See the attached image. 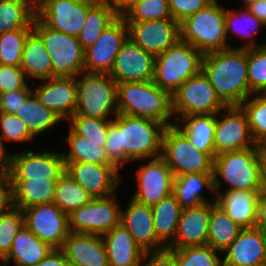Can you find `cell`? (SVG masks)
<instances>
[{
	"label": "cell",
	"instance_id": "obj_44",
	"mask_svg": "<svg viewBox=\"0 0 266 266\" xmlns=\"http://www.w3.org/2000/svg\"><path fill=\"white\" fill-rule=\"evenodd\" d=\"M33 29H17L0 35V64L20 66L24 44Z\"/></svg>",
	"mask_w": 266,
	"mask_h": 266
},
{
	"label": "cell",
	"instance_id": "obj_56",
	"mask_svg": "<svg viewBox=\"0 0 266 266\" xmlns=\"http://www.w3.org/2000/svg\"><path fill=\"white\" fill-rule=\"evenodd\" d=\"M11 186L10 184L0 185V214L11 206Z\"/></svg>",
	"mask_w": 266,
	"mask_h": 266
},
{
	"label": "cell",
	"instance_id": "obj_15",
	"mask_svg": "<svg viewBox=\"0 0 266 266\" xmlns=\"http://www.w3.org/2000/svg\"><path fill=\"white\" fill-rule=\"evenodd\" d=\"M64 172L62 152L25 150L11 155L10 180H58Z\"/></svg>",
	"mask_w": 266,
	"mask_h": 266
},
{
	"label": "cell",
	"instance_id": "obj_52",
	"mask_svg": "<svg viewBox=\"0 0 266 266\" xmlns=\"http://www.w3.org/2000/svg\"><path fill=\"white\" fill-rule=\"evenodd\" d=\"M144 253L140 266H176L174 249L164 248ZM150 257V258H148Z\"/></svg>",
	"mask_w": 266,
	"mask_h": 266
},
{
	"label": "cell",
	"instance_id": "obj_9",
	"mask_svg": "<svg viewBox=\"0 0 266 266\" xmlns=\"http://www.w3.org/2000/svg\"><path fill=\"white\" fill-rule=\"evenodd\" d=\"M33 31L50 55L53 77H76L84 71V50L77 37L47 27L37 16Z\"/></svg>",
	"mask_w": 266,
	"mask_h": 266
},
{
	"label": "cell",
	"instance_id": "obj_46",
	"mask_svg": "<svg viewBox=\"0 0 266 266\" xmlns=\"http://www.w3.org/2000/svg\"><path fill=\"white\" fill-rule=\"evenodd\" d=\"M248 84L253 96L266 90V44L248 48Z\"/></svg>",
	"mask_w": 266,
	"mask_h": 266
},
{
	"label": "cell",
	"instance_id": "obj_50",
	"mask_svg": "<svg viewBox=\"0 0 266 266\" xmlns=\"http://www.w3.org/2000/svg\"><path fill=\"white\" fill-rule=\"evenodd\" d=\"M214 0H168L172 18L182 22L187 17L194 15L200 9L205 8Z\"/></svg>",
	"mask_w": 266,
	"mask_h": 266
},
{
	"label": "cell",
	"instance_id": "obj_3",
	"mask_svg": "<svg viewBox=\"0 0 266 266\" xmlns=\"http://www.w3.org/2000/svg\"><path fill=\"white\" fill-rule=\"evenodd\" d=\"M117 106L124 115L149 118L166 127L175 125L170 122L173 116L171 95L153 80L117 84Z\"/></svg>",
	"mask_w": 266,
	"mask_h": 266
},
{
	"label": "cell",
	"instance_id": "obj_6",
	"mask_svg": "<svg viewBox=\"0 0 266 266\" xmlns=\"http://www.w3.org/2000/svg\"><path fill=\"white\" fill-rule=\"evenodd\" d=\"M76 81L77 108L74 115L108 119L111 114L115 117L119 113L117 83L109 74L82 71L76 76Z\"/></svg>",
	"mask_w": 266,
	"mask_h": 266
},
{
	"label": "cell",
	"instance_id": "obj_51",
	"mask_svg": "<svg viewBox=\"0 0 266 266\" xmlns=\"http://www.w3.org/2000/svg\"><path fill=\"white\" fill-rule=\"evenodd\" d=\"M33 93L31 88L18 89L0 94L3 113L14 114L22 103Z\"/></svg>",
	"mask_w": 266,
	"mask_h": 266
},
{
	"label": "cell",
	"instance_id": "obj_32",
	"mask_svg": "<svg viewBox=\"0 0 266 266\" xmlns=\"http://www.w3.org/2000/svg\"><path fill=\"white\" fill-rule=\"evenodd\" d=\"M175 124L200 151L211 153L215 157L214 134L216 114L187 115Z\"/></svg>",
	"mask_w": 266,
	"mask_h": 266
},
{
	"label": "cell",
	"instance_id": "obj_33",
	"mask_svg": "<svg viewBox=\"0 0 266 266\" xmlns=\"http://www.w3.org/2000/svg\"><path fill=\"white\" fill-rule=\"evenodd\" d=\"M242 229L216 201L211 202L207 245L223 252L239 236Z\"/></svg>",
	"mask_w": 266,
	"mask_h": 266
},
{
	"label": "cell",
	"instance_id": "obj_10",
	"mask_svg": "<svg viewBox=\"0 0 266 266\" xmlns=\"http://www.w3.org/2000/svg\"><path fill=\"white\" fill-rule=\"evenodd\" d=\"M171 98L172 112L177 122L187 115L218 114L226 107L202 70L187 79Z\"/></svg>",
	"mask_w": 266,
	"mask_h": 266
},
{
	"label": "cell",
	"instance_id": "obj_30",
	"mask_svg": "<svg viewBox=\"0 0 266 266\" xmlns=\"http://www.w3.org/2000/svg\"><path fill=\"white\" fill-rule=\"evenodd\" d=\"M204 188L215 194L213 173H191L174 177L172 194L182 208L210 202L203 195Z\"/></svg>",
	"mask_w": 266,
	"mask_h": 266
},
{
	"label": "cell",
	"instance_id": "obj_49",
	"mask_svg": "<svg viewBox=\"0 0 266 266\" xmlns=\"http://www.w3.org/2000/svg\"><path fill=\"white\" fill-rule=\"evenodd\" d=\"M20 66L0 64V94L18 89H29Z\"/></svg>",
	"mask_w": 266,
	"mask_h": 266
},
{
	"label": "cell",
	"instance_id": "obj_45",
	"mask_svg": "<svg viewBox=\"0 0 266 266\" xmlns=\"http://www.w3.org/2000/svg\"><path fill=\"white\" fill-rule=\"evenodd\" d=\"M24 226L23 210L10 206L0 214V260L2 261L9 253L13 239L18 231Z\"/></svg>",
	"mask_w": 266,
	"mask_h": 266
},
{
	"label": "cell",
	"instance_id": "obj_20",
	"mask_svg": "<svg viewBox=\"0 0 266 266\" xmlns=\"http://www.w3.org/2000/svg\"><path fill=\"white\" fill-rule=\"evenodd\" d=\"M136 174L138 187L132 196L136 202L153 206L172 194L174 175L161 156L151 158Z\"/></svg>",
	"mask_w": 266,
	"mask_h": 266
},
{
	"label": "cell",
	"instance_id": "obj_13",
	"mask_svg": "<svg viewBox=\"0 0 266 266\" xmlns=\"http://www.w3.org/2000/svg\"><path fill=\"white\" fill-rule=\"evenodd\" d=\"M128 38V24L119 15L105 28L96 42L84 51V71L110 74L116 56Z\"/></svg>",
	"mask_w": 266,
	"mask_h": 266
},
{
	"label": "cell",
	"instance_id": "obj_31",
	"mask_svg": "<svg viewBox=\"0 0 266 266\" xmlns=\"http://www.w3.org/2000/svg\"><path fill=\"white\" fill-rule=\"evenodd\" d=\"M20 68L25 77L44 80L53 77L52 62L42 39L32 31L26 38Z\"/></svg>",
	"mask_w": 266,
	"mask_h": 266
},
{
	"label": "cell",
	"instance_id": "obj_63",
	"mask_svg": "<svg viewBox=\"0 0 266 266\" xmlns=\"http://www.w3.org/2000/svg\"><path fill=\"white\" fill-rule=\"evenodd\" d=\"M266 98V90L261 93Z\"/></svg>",
	"mask_w": 266,
	"mask_h": 266
},
{
	"label": "cell",
	"instance_id": "obj_64",
	"mask_svg": "<svg viewBox=\"0 0 266 266\" xmlns=\"http://www.w3.org/2000/svg\"><path fill=\"white\" fill-rule=\"evenodd\" d=\"M262 147L266 149V142L262 145Z\"/></svg>",
	"mask_w": 266,
	"mask_h": 266
},
{
	"label": "cell",
	"instance_id": "obj_58",
	"mask_svg": "<svg viewBox=\"0 0 266 266\" xmlns=\"http://www.w3.org/2000/svg\"><path fill=\"white\" fill-rule=\"evenodd\" d=\"M114 9L121 14L127 7H129L136 0H107Z\"/></svg>",
	"mask_w": 266,
	"mask_h": 266
},
{
	"label": "cell",
	"instance_id": "obj_8",
	"mask_svg": "<svg viewBox=\"0 0 266 266\" xmlns=\"http://www.w3.org/2000/svg\"><path fill=\"white\" fill-rule=\"evenodd\" d=\"M161 157L174 177L191 173H213L214 156L198 150L176 125L165 128Z\"/></svg>",
	"mask_w": 266,
	"mask_h": 266
},
{
	"label": "cell",
	"instance_id": "obj_25",
	"mask_svg": "<svg viewBox=\"0 0 266 266\" xmlns=\"http://www.w3.org/2000/svg\"><path fill=\"white\" fill-rule=\"evenodd\" d=\"M69 266H109L102 236L70 232L61 248Z\"/></svg>",
	"mask_w": 266,
	"mask_h": 266
},
{
	"label": "cell",
	"instance_id": "obj_21",
	"mask_svg": "<svg viewBox=\"0 0 266 266\" xmlns=\"http://www.w3.org/2000/svg\"><path fill=\"white\" fill-rule=\"evenodd\" d=\"M263 191L233 190L215 193V201L243 228L257 227L264 202Z\"/></svg>",
	"mask_w": 266,
	"mask_h": 266
},
{
	"label": "cell",
	"instance_id": "obj_14",
	"mask_svg": "<svg viewBox=\"0 0 266 266\" xmlns=\"http://www.w3.org/2000/svg\"><path fill=\"white\" fill-rule=\"evenodd\" d=\"M24 225L42 242L54 249H61L68 237L69 220L54 202L23 209Z\"/></svg>",
	"mask_w": 266,
	"mask_h": 266
},
{
	"label": "cell",
	"instance_id": "obj_59",
	"mask_svg": "<svg viewBox=\"0 0 266 266\" xmlns=\"http://www.w3.org/2000/svg\"><path fill=\"white\" fill-rule=\"evenodd\" d=\"M258 228L260 229L263 239L266 243V198L263 202V209L260 214V221L258 223Z\"/></svg>",
	"mask_w": 266,
	"mask_h": 266
},
{
	"label": "cell",
	"instance_id": "obj_60",
	"mask_svg": "<svg viewBox=\"0 0 266 266\" xmlns=\"http://www.w3.org/2000/svg\"><path fill=\"white\" fill-rule=\"evenodd\" d=\"M245 2V8L249 7L255 0H242Z\"/></svg>",
	"mask_w": 266,
	"mask_h": 266
},
{
	"label": "cell",
	"instance_id": "obj_38",
	"mask_svg": "<svg viewBox=\"0 0 266 266\" xmlns=\"http://www.w3.org/2000/svg\"><path fill=\"white\" fill-rule=\"evenodd\" d=\"M65 137L68 152H62L64 162H91L96 164H113L106 155V142H93L77 135L71 128Z\"/></svg>",
	"mask_w": 266,
	"mask_h": 266
},
{
	"label": "cell",
	"instance_id": "obj_61",
	"mask_svg": "<svg viewBox=\"0 0 266 266\" xmlns=\"http://www.w3.org/2000/svg\"><path fill=\"white\" fill-rule=\"evenodd\" d=\"M2 115H3V109H2V106H1V102H0V121H1Z\"/></svg>",
	"mask_w": 266,
	"mask_h": 266
},
{
	"label": "cell",
	"instance_id": "obj_48",
	"mask_svg": "<svg viewBox=\"0 0 266 266\" xmlns=\"http://www.w3.org/2000/svg\"><path fill=\"white\" fill-rule=\"evenodd\" d=\"M0 143L3 141L28 142L35 139L25 123L14 114L3 113L0 121Z\"/></svg>",
	"mask_w": 266,
	"mask_h": 266
},
{
	"label": "cell",
	"instance_id": "obj_16",
	"mask_svg": "<svg viewBox=\"0 0 266 266\" xmlns=\"http://www.w3.org/2000/svg\"><path fill=\"white\" fill-rule=\"evenodd\" d=\"M226 116L219 119L216 114L214 134L215 156L230 151L261 147L250 132L248 118L241 106H226Z\"/></svg>",
	"mask_w": 266,
	"mask_h": 266
},
{
	"label": "cell",
	"instance_id": "obj_55",
	"mask_svg": "<svg viewBox=\"0 0 266 266\" xmlns=\"http://www.w3.org/2000/svg\"><path fill=\"white\" fill-rule=\"evenodd\" d=\"M247 8L259 21L266 25V0H255Z\"/></svg>",
	"mask_w": 266,
	"mask_h": 266
},
{
	"label": "cell",
	"instance_id": "obj_47",
	"mask_svg": "<svg viewBox=\"0 0 266 266\" xmlns=\"http://www.w3.org/2000/svg\"><path fill=\"white\" fill-rule=\"evenodd\" d=\"M68 121L70 128L79 136L93 142H106L107 129L112 119L87 118L82 115H73Z\"/></svg>",
	"mask_w": 266,
	"mask_h": 266
},
{
	"label": "cell",
	"instance_id": "obj_29",
	"mask_svg": "<svg viewBox=\"0 0 266 266\" xmlns=\"http://www.w3.org/2000/svg\"><path fill=\"white\" fill-rule=\"evenodd\" d=\"M57 180H10L11 204L25 209L53 202Z\"/></svg>",
	"mask_w": 266,
	"mask_h": 266
},
{
	"label": "cell",
	"instance_id": "obj_5",
	"mask_svg": "<svg viewBox=\"0 0 266 266\" xmlns=\"http://www.w3.org/2000/svg\"><path fill=\"white\" fill-rule=\"evenodd\" d=\"M180 40L203 55L231 48L227 40L225 9L218 0L180 22Z\"/></svg>",
	"mask_w": 266,
	"mask_h": 266
},
{
	"label": "cell",
	"instance_id": "obj_11",
	"mask_svg": "<svg viewBox=\"0 0 266 266\" xmlns=\"http://www.w3.org/2000/svg\"><path fill=\"white\" fill-rule=\"evenodd\" d=\"M115 194L93 198L88 204L68 215L69 231L104 235L120 224L121 208Z\"/></svg>",
	"mask_w": 266,
	"mask_h": 266
},
{
	"label": "cell",
	"instance_id": "obj_34",
	"mask_svg": "<svg viewBox=\"0 0 266 266\" xmlns=\"http://www.w3.org/2000/svg\"><path fill=\"white\" fill-rule=\"evenodd\" d=\"M119 15L108 1L95 2L88 9L83 28L77 37L82 49L85 51L92 46Z\"/></svg>",
	"mask_w": 266,
	"mask_h": 266
},
{
	"label": "cell",
	"instance_id": "obj_35",
	"mask_svg": "<svg viewBox=\"0 0 266 266\" xmlns=\"http://www.w3.org/2000/svg\"><path fill=\"white\" fill-rule=\"evenodd\" d=\"M153 225L157 237L168 246L175 238L183 208L173 194L151 206Z\"/></svg>",
	"mask_w": 266,
	"mask_h": 266
},
{
	"label": "cell",
	"instance_id": "obj_12",
	"mask_svg": "<svg viewBox=\"0 0 266 266\" xmlns=\"http://www.w3.org/2000/svg\"><path fill=\"white\" fill-rule=\"evenodd\" d=\"M88 0H38L36 16L49 28L78 37L88 9Z\"/></svg>",
	"mask_w": 266,
	"mask_h": 266
},
{
	"label": "cell",
	"instance_id": "obj_42",
	"mask_svg": "<svg viewBox=\"0 0 266 266\" xmlns=\"http://www.w3.org/2000/svg\"><path fill=\"white\" fill-rule=\"evenodd\" d=\"M220 253L206 244L174 249V258L176 266H223Z\"/></svg>",
	"mask_w": 266,
	"mask_h": 266
},
{
	"label": "cell",
	"instance_id": "obj_28",
	"mask_svg": "<svg viewBox=\"0 0 266 266\" xmlns=\"http://www.w3.org/2000/svg\"><path fill=\"white\" fill-rule=\"evenodd\" d=\"M53 249L24 225L15 235L8 255L1 262L6 266L11 260L14 262V266H34ZM3 265L1 264V266Z\"/></svg>",
	"mask_w": 266,
	"mask_h": 266
},
{
	"label": "cell",
	"instance_id": "obj_19",
	"mask_svg": "<svg viewBox=\"0 0 266 266\" xmlns=\"http://www.w3.org/2000/svg\"><path fill=\"white\" fill-rule=\"evenodd\" d=\"M126 23L129 38L155 56L180 40V23L173 18Z\"/></svg>",
	"mask_w": 266,
	"mask_h": 266
},
{
	"label": "cell",
	"instance_id": "obj_41",
	"mask_svg": "<svg viewBox=\"0 0 266 266\" xmlns=\"http://www.w3.org/2000/svg\"><path fill=\"white\" fill-rule=\"evenodd\" d=\"M126 22L170 19L168 0H136L120 14Z\"/></svg>",
	"mask_w": 266,
	"mask_h": 266
},
{
	"label": "cell",
	"instance_id": "obj_40",
	"mask_svg": "<svg viewBox=\"0 0 266 266\" xmlns=\"http://www.w3.org/2000/svg\"><path fill=\"white\" fill-rule=\"evenodd\" d=\"M241 11H236V10H225V24H226V33H227V39L229 37V33L234 32L235 34L237 33L239 38L244 41L245 36L246 37H251L248 41V43L240 46V48H252V47H260L263 46L258 45L254 42L252 37L254 34L257 32L258 29H262V26L264 25L261 21H259L250 11L248 8H240ZM242 23L244 24V27H238L239 24ZM242 21V22H241ZM241 25V26H242ZM240 28V29H239ZM244 29V30H243ZM250 29V31H248Z\"/></svg>",
	"mask_w": 266,
	"mask_h": 266
},
{
	"label": "cell",
	"instance_id": "obj_39",
	"mask_svg": "<svg viewBox=\"0 0 266 266\" xmlns=\"http://www.w3.org/2000/svg\"><path fill=\"white\" fill-rule=\"evenodd\" d=\"M93 198L65 171L57 180L53 202L67 215L88 204Z\"/></svg>",
	"mask_w": 266,
	"mask_h": 266
},
{
	"label": "cell",
	"instance_id": "obj_37",
	"mask_svg": "<svg viewBox=\"0 0 266 266\" xmlns=\"http://www.w3.org/2000/svg\"><path fill=\"white\" fill-rule=\"evenodd\" d=\"M14 115L25 123L35 138L38 134L44 133L47 129L49 130V128L54 127L59 121H63L58 114L46 108L34 93L21 104Z\"/></svg>",
	"mask_w": 266,
	"mask_h": 266
},
{
	"label": "cell",
	"instance_id": "obj_18",
	"mask_svg": "<svg viewBox=\"0 0 266 266\" xmlns=\"http://www.w3.org/2000/svg\"><path fill=\"white\" fill-rule=\"evenodd\" d=\"M155 59V55L146 52L128 38L120 48L109 75L117 84L153 80Z\"/></svg>",
	"mask_w": 266,
	"mask_h": 266
},
{
	"label": "cell",
	"instance_id": "obj_2",
	"mask_svg": "<svg viewBox=\"0 0 266 266\" xmlns=\"http://www.w3.org/2000/svg\"><path fill=\"white\" fill-rule=\"evenodd\" d=\"M202 72L226 106H240L252 96L248 84V48L233 46L204 54Z\"/></svg>",
	"mask_w": 266,
	"mask_h": 266
},
{
	"label": "cell",
	"instance_id": "obj_27",
	"mask_svg": "<svg viewBox=\"0 0 266 266\" xmlns=\"http://www.w3.org/2000/svg\"><path fill=\"white\" fill-rule=\"evenodd\" d=\"M102 238L109 266H140L145 251L121 223L102 235Z\"/></svg>",
	"mask_w": 266,
	"mask_h": 266
},
{
	"label": "cell",
	"instance_id": "obj_4",
	"mask_svg": "<svg viewBox=\"0 0 266 266\" xmlns=\"http://www.w3.org/2000/svg\"><path fill=\"white\" fill-rule=\"evenodd\" d=\"M260 148L250 147L215 156L213 165L215 193H219L221 188L222 182L219 176L230 186L226 191H263Z\"/></svg>",
	"mask_w": 266,
	"mask_h": 266
},
{
	"label": "cell",
	"instance_id": "obj_57",
	"mask_svg": "<svg viewBox=\"0 0 266 266\" xmlns=\"http://www.w3.org/2000/svg\"><path fill=\"white\" fill-rule=\"evenodd\" d=\"M260 157L262 162V190L264 198H266V149L261 146Z\"/></svg>",
	"mask_w": 266,
	"mask_h": 266
},
{
	"label": "cell",
	"instance_id": "obj_53",
	"mask_svg": "<svg viewBox=\"0 0 266 266\" xmlns=\"http://www.w3.org/2000/svg\"><path fill=\"white\" fill-rule=\"evenodd\" d=\"M11 154L0 143V185L10 184Z\"/></svg>",
	"mask_w": 266,
	"mask_h": 266
},
{
	"label": "cell",
	"instance_id": "obj_7",
	"mask_svg": "<svg viewBox=\"0 0 266 266\" xmlns=\"http://www.w3.org/2000/svg\"><path fill=\"white\" fill-rule=\"evenodd\" d=\"M203 54L179 40L156 56L153 81L172 95L187 79L202 70Z\"/></svg>",
	"mask_w": 266,
	"mask_h": 266
},
{
	"label": "cell",
	"instance_id": "obj_24",
	"mask_svg": "<svg viewBox=\"0 0 266 266\" xmlns=\"http://www.w3.org/2000/svg\"><path fill=\"white\" fill-rule=\"evenodd\" d=\"M211 202L183 208L174 240L169 249L206 245L208 239Z\"/></svg>",
	"mask_w": 266,
	"mask_h": 266
},
{
	"label": "cell",
	"instance_id": "obj_62",
	"mask_svg": "<svg viewBox=\"0 0 266 266\" xmlns=\"http://www.w3.org/2000/svg\"><path fill=\"white\" fill-rule=\"evenodd\" d=\"M88 1H91V2H102V1H107V0H88Z\"/></svg>",
	"mask_w": 266,
	"mask_h": 266
},
{
	"label": "cell",
	"instance_id": "obj_36",
	"mask_svg": "<svg viewBox=\"0 0 266 266\" xmlns=\"http://www.w3.org/2000/svg\"><path fill=\"white\" fill-rule=\"evenodd\" d=\"M33 0H0V35L17 29H33Z\"/></svg>",
	"mask_w": 266,
	"mask_h": 266
},
{
	"label": "cell",
	"instance_id": "obj_17",
	"mask_svg": "<svg viewBox=\"0 0 266 266\" xmlns=\"http://www.w3.org/2000/svg\"><path fill=\"white\" fill-rule=\"evenodd\" d=\"M118 170L114 164L65 162L67 174L92 198H105L114 194L120 182Z\"/></svg>",
	"mask_w": 266,
	"mask_h": 266
},
{
	"label": "cell",
	"instance_id": "obj_54",
	"mask_svg": "<svg viewBox=\"0 0 266 266\" xmlns=\"http://www.w3.org/2000/svg\"><path fill=\"white\" fill-rule=\"evenodd\" d=\"M34 266H69L61 249H53L43 260Z\"/></svg>",
	"mask_w": 266,
	"mask_h": 266
},
{
	"label": "cell",
	"instance_id": "obj_43",
	"mask_svg": "<svg viewBox=\"0 0 266 266\" xmlns=\"http://www.w3.org/2000/svg\"><path fill=\"white\" fill-rule=\"evenodd\" d=\"M240 105L245 111L251 135L258 145L266 142V98L262 94H254Z\"/></svg>",
	"mask_w": 266,
	"mask_h": 266
},
{
	"label": "cell",
	"instance_id": "obj_26",
	"mask_svg": "<svg viewBox=\"0 0 266 266\" xmlns=\"http://www.w3.org/2000/svg\"><path fill=\"white\" fill-rule=\"evenodd\" d=\"M223 266H262L266 264V243L257 227L243 228L222 252Z\"/></svg>",
	"mask_w": 266,
	"mask_h": 266
},
{
	"label": "cell",
	"instance_id": "obj_22",
	"mask_svg": "<svg viewBox=\"0 0 266 266\" xmlns=\"http://www.w3.org/2000/svg\"><path fill=\"white\" fill-rule=\"evenodd\" d=\"M42 81L44 83L33 93L46 108L68 120L77 108L76 77H52Z\"/></svg>",
	"mask_w": 266,
	"mask_h": 266
},
{
	"label": "cell",
	"instance_id": "obj_1",
	"mask_svg": "<svg viewBox=\"0 0 266 266\" xmlns=\"http://www.w3.org/2000/svg\"><path fill=\"white\" fill-rule=\"evenodd\" d=\"M165 128L149 118L118 113L107 129L106 155L117 168L129 161L159 157Z\"/></svg>",
	"mask_w": 266,
	"mask_h": 266
},
{
	"label": "cell",
	"instance_id": "obj_23",
	"mask_svg": "<svg viewBox=\"0 0 266 266\" xmlns=\"http://www.w3.org/2000/svg\"><path fill=\"white\" fill-rule=\"evenodd\" d=\"M120 223L145 252L167 247L155 233L151 206L131 198L125 210L121 209Z\"/></svg>",
	"mask_w": 266,
	"mask_h": 266
}]
</instances>
